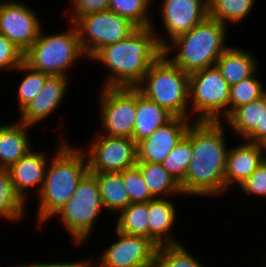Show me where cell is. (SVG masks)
<instances>
[{
	"label": "cell",
	"mask_w": 266,
	"mask_h": 267,
	"mask_svg": "<svg viewBox=\"0 0 266 267\" xmlns=\"http://www.w3.org/2000/svg\"><path fill=\"white\" fill-rule=\"evenodd\" d=\"M223 121H194L186 136L192 142V159L180 183L183 196H223L229 147Z\"/></svg>",
	"instance_id": "cell-1"
},
{
	"label": "cell",
	"mask_w": 266,
	"mask_h": 267,
	"mask_svg": "<svg viewBox=\"0 0 266 267\" xmlns=\"http://www.w3.org/2000/svg\"><path fill=\"white\" fill-rule=\"evenodd\" d=\"M152 27L138 28L126 39L99 49L90 60L108 68L103 87L136 88L163 54Z\"/></svg>",
	"instance_id": "cell-2"
},
{
	"label": "cell",
	"mask_w": 266,
	"mask_h": 267,
	"mask_svg": "<svg viewBox=\"0 0 266 267\" xmlns=\"http://www.w3.org/2000/svg\"><path fill=\"white\" fill-rule=\"evenodd\" d=\"M65 136L47 165L43 187L38 195L37 228L44 226L67 203L79 181L89 171L83 148L75 147Z\"/></svg>",
	"instance_id": "cell-3"
},
{
	"label": "cell",
	"mask_w": 266,
	"mask_h": 267,
	"mask_svg": "<svg viewBox=\"0 0 266 267\" xmlns=\"http://www.w3.org/2000/svg\"><path fill=\"white\" fill-rule=\"evenodd\" d=\"M227 31V25L207 17L171 42L163 54L188 74L215 66L216 61L230 46L226 44Z\"/></svg>",
	"instance_id": "cell-4"
},
{
	"label": "cell",
	"mask_w": 266,
	"mask_h": 267,
	"mask_svg": "<svg viewBox=\"0 0 266 267\" xmlns=\"http://www.w3.org/2000/svg\"><path fill=\"white\" fill-rule=\"evenodd\" d=\"M174 116L190 119L189 74L162 54L136 87Z\"/></svg>",
	"instance_id": "cell-5"
},
{
	"label": "cell",
	"mask_w": 266,
	"mask_h": 267,
	"mask_svg": "<svg viewBox=\"0 0 266 267\" xmlns=\"http://www.w3.org/2000/svg\"><path fill=\"white\" fill-rule=\"evenodd\" d=\"M69 25L63 32L51 34L45 33L42 27L36 41L24 53V63L50 76H70L69 70L79 58L84 60L86 56L81 49L75 25Z\"/></svg>",
	"instance_id": "cell-6"
},
{
	"label": "cell",
	"mask_w": 266,
	"mask_h": 267,
	"mask_svg": "<svg viewBox=\"0 0 266 267\" xmlns=\"http://www.w3.org/2000/svg\"><path fill=\"white\" fill-rule=\"evenodd\" d=\"M102 204L97 178L89 171L79 181L73 195L53 216L60 219L75 245L81 246L92 235L101 211ZM89 237V238H88ZM80 244V245H79Z\"/></svg>",
	"instance_id": "cell-7"
},
{
	"label": "cell",
	"mask_w": 266,
	"mask_h": 267,
	"mask_svg": "<svg viewBox=\"0 0 266 267\" xmlns=\"http://www.w3.org/2000/svg\"><path fill=\"white\" fill-rule=\"evenodd\" d=\"M189 105L194 121H224L230 115V86L216 66L189 74Z\"/></svg>",
	"instance_id": "cell-8"
},
{
	"label": "cell",
	"mask_w": 266,
	"mask_h": 267,
	"mask_svg": "<svg viewBox=\"0 0 266 267\" xmlns=\"http://www.w3.org/2000/svg\"><path fill=\"white\" fill-rule=\"evenodd\" d=\"M74 25L86 59L104 46L126 39L138 29L131 21L111 10L83 16Z\"/></svg>",
	"instance_id": "cell-9"
},
{
	"label": "cell",
	"mask_w": 266,
	"mask_h": 267,
	"mask_svg": "<svg viewBox=\"0 0 266 267\" xmlns=\"http://www.w3.org/2000/svg\"><path fill=\"white\" fill-rule=\"evenodd\" d=\"M102 134L133 139L136 120V88L103 87L99 89Z\"/></svg>",
	"instance_id": "cell-10"
},
{
	"label": "cell",
	"mask_w": 266,
	"mask_h": 267,
	"mask_svg": "<svg viewBox=\"0 0 266 267\" xmlns=\"http://www.w3.org/2000/svg\"><path fill=\"white\" fill-rule=\"evenodd\" d=\"M93 136L90 146L83 147L90 173L122 172L136 166L137 143L133 139L102 134Z\"/></svg>",
	"instance_id": "cell-11"
},
{
	"label": "cell",
	"mask_w": 266,
	"mask_h": 267,
	"mask_svg": "<svg viewBox=\"0 0 266 267\" xmlns=\"http://www.w3.org/2000/svg\"><path fill=\"white\" fill-rule=\"evenodd\" d=\"M158 12L161 15L162 30L166 35L158 34L155 24L152 28L156 33L159 46L164 50L176 38L183 35L208 17V0H161ZM164 36V37H163ZM167 37V38H165ZM169 39V40H168Z\"/></svg>",
	"instance_id": "cell-12"
},
{
	"label": "cell",
	"mask_w": 266,
	"mask_h": 267,
	"mask_svg": "<svg viewBox=\"0 0 266 267\" xmlns=\"http://www.w3.org/2000/svg\"><path fill=\"white\" fill-rule=\"evenodd\" d=\"M116 241L103 250L94 267H148L156 265L157 245L149 238L129 235L114 228ZM97 261V262H96Z\"/></svg>",
	"instance_id": "cell-13"
},
{
	"label": "cell",
	"mask_w": 266,
	"mask_h": 267,
	"mask_svg": "<svg viewBox=\"0 0 266 267\" xmlns=\"http://www.w3.org/2000/svg\"><path fill=\"white\" fill-rule=\"evenodd\" d=\"M37 12L21 0L0 1V34L25 53L44 27Z\"/></svg>",
	"instance_id": "cell-14"
},
{
	"label": "cell",
	"mask_w": 266,
	"mask_h": 267,
	"mask_svg": "<svg viewBox=\"0 0 266 267\" xmlns=\"http://www.w3.org/2000/svg\"><path fill=\"white\" fill-rule=\"evenodd\" d=\"M192 122L193 120L174 116L168 123L160 126L153 134L137 143V162L161 164L186 135Z\"/></svg>",
	"instance_id": "cell-15"
},
{
	"label": "cell",
	"mask_w": 266,
	"mask_h": 267,
	"mask_svg": "<svg viewBox=\"0 0 266 267\" xmlns=\"http://www.w3.org/2000/svg\"><path fill=\"white\" fill-rule=\"evenodd\" d=\"M71 81L66 76H49L42 91L19 113L20 122L34 127L51 117L64 101Z\"/></svg>",
	"instance_id": "cell-16"
},
{
	"label": "cell",
	"mask_w": 266,
	"mask_h": 267,
	"mask_svg": "<svg viewBox=\"0 0 266 267\" xmlns=\"http://www.w3.org/2000/svg\"><path fill=\"white\" fill-rule=\"evenodd\" d=\"M48 155L50 154H47L45 150L31 149L8 168L15 192L26 204H28L29 191L35 189L38 195L43 187L49 157H51Z\"/></svg>",
	"instance_id": "cell-17"
},
{
	"label": "cell",
	"mask_w": 266,
	"mask_h": 267,
	"mask_svg": "<svg viewBox=\"0 0 266 267\" xmlns=\"http://www.w3.org/2000/svg\"><path fill=\"white\" fill-rule=\"evenodd\" d=\"M266 159L262 144L243 140L237 146L229 148L225 169V193L236 185L239 187Z\"/></svg>",
	"instance_id": "cell-18"
},
{
	"label": "cell",
	"mask_w": 266,
	"mask_h": 267,
	"mask_svg": "<svg viewBox=\"0 0 266 267\" xmlns=\"http://www.w3.org/2000/svg\"><path fill=\"white\" fill-rule=\"evenodd\" d=\"M263 108H266V94L261 98L236 108L223 122L250 143L262 144Z\"/></svg>",
	"instance_id": "cell-19"
},
{
	"label": "cell",
	"mask_w": 266,
	"mask_h": 267,
	"mask_svg": "<svg viewBox=\"0 0 266 267\" xmlns=\"http://www.w3.org/2000/svg\"><path fill=\"white\" fill-rule=\"evenodd\" d=\"M175 207L169 198H154L148 202L149 239L157 246L182 243L172 233L178 219Z\"/></svg>",
	"instance_id": "cell-20"
},
{
	"label": "cell",
	"mask_w": 266,
	"mask_h": 267,
	"mask_svg": "<svg viewBox=\"0 0 266 267\" xmlns=\"http://www.w3.org/2000/svg\"><path fill=\"white\" fill-rule=\"evenodd\" d=\"M31 128L19 120L4 125L0 123V168L8 169L32 149L28 135Z\"/></svg>",
	"instance_id": "cell-21"
},
{
	"label": "cell",
	"mask_w": 266,
	"mask_h": 267,
	"mask_svg": "<svg viewBox=\"0 0 266 267\" xmlns=\"http://www.w3.org/2000/svg\"><path fill=\"white\" fill-rule=\"evenodd\" d=\"M173 117L167 109L146 98L136 88V120L133 127V140L136 143L153 134Z\"/></svg>",
	"instance_id": "cell-22"
},
{
	"label": "cell",
	"mask_w": 266,
	"mask_h": 267,
	"mask_svg": "<svg viewBox=\"0 0 266 267\" xmlns=\"http://www.w3.org/2000/svg\"><path fill=\"white\" fill-rule=\"evenodd\" d=\"M215 66L222 73L229 86L259 72L258 60L252 52L231 45L216 61Z\"/></svg>",
	"instance_id": "cell-23"
},
{
	"label": "cell",
	"mask_w": 266,
	"mask_h": 267,
	"mask_svg": "<svg viewBox=\"0 0 266 267\" xmlns=\"http://www.w3.org/2000/svg\"><path fill=\"white\" fill-rule=\"evenodd\" d=\"M93 174L97 178L102 204L108 214H118L131 203L119 172Z\"/></svg>",
	"instance_id": "cell-24"
},
{
	"label": "cell",
	"mask_w": 266,
	"mask_h": 267,
	"mask_svg": "<svg viewBox=\"0 0 266 267\" xmlns=\"http://www.w3.org/2000/svg\"><path fill=\"white\" fill-rule=\"evenodd\" d=\"M145 184L154 198H170L183 195L179 182L167 172L162 164L137 162Z\"/></svg>",
	"instance_id": "cell-25"
},
{
	"label": "cell",
	"mask_w": 266,
	"mask_h": 267,
	"mask_svg": "<svg viewBox=\"0 0 266 267\" xmlns=\"http://www.w3.org/2000/svg\"><path fill=\"white\" fill-rule=\"evenodd\" d=\"M28 205L15 192L8 169L0 168V219L17 222L25 218Z\"/></svg>",
	"instance_id": "cell-26"
},
{
	"label": "cell",
	"mask_w": 266,
	"mask_h": 267,
	"mask_svg": "<svg viewBox=\"0 0 266 267\" xmlns=\"http://www.w3.org/2000/svg\"><path fill=\"white\" fill-rule=\"evenodd\" d=\"M255 3L256 0H208V17L225 25L241 23Z\"/></svg>",
	"instance_id": "cell-27"
},
{
	"label": "cell",
	"mask_w": 266,
	"mask_h": 267,
	"mask_svg": "<svg viewBox=\"0 0 266 267\" xmlns=\"http://www.w3.org/2000/svg\"><path fill=\"white\" fill-rule=\"evenodd\" d=\"M115 218L118 231L149 238L148 202L130 203Z\"/></svg>",
	"instance_id": "cell-28"
},
{
	"label": "cell",
	"mask_w": 266,
	"mask_h": 267,
	"mask_svg": "<svg viewBox=\"0 0 266 267\" xmlns=\"http://www.w3.org/2000/svg\"><path fill=\"white\" fill-rule=\"evenodd\" d=\"M153 0H109V10L131 21L138 28L151 27Z\"/></svg>",
	"instance_id": "cell-29"
},
{
	"label": "cell",
	"mask_w": 266,
	"mask_h": 267,
	"mask_svg": "<svg viewBox=\"0 0 266 267\" xmlns=\"http://www.w3.org/2000/svg\"><path fill=\"white\" fill-rule=\"evenodd\" d=\"M24 73L17 89V107L19 112L26 107L43 89L48 74L31 69L24 62L15 70Z\"/></svg>",
	"instance_id": "cell-30"
},
{
	"label": "cell",
	"mask_w": 266,
	"mask_h": 267,
	"mask_svg": "<svg viewBox=\"0 0 266 267\" xmlns=\"http://www.w3.org/2000/svg\"><path fill=\"white\" fill-rule=\"evenodd\" d=\"M200 262L182 243L157 247V267H206Z\"/></svg>",
	"instance_id": "cell-31"
},
{
	"label": "cell",
	"mask_w": 266,
	"mask_h": 267,
	"mask_svg": "<svg viewBox=\"0 0 266 267\" xmlns=\"http://www.w3.org/2000/svg\"><path fill=\"white\" fill-rule=\"evenodd\" d=\"M192 142L185 135L161 163L179 184L184 180L192 159Z\"/></svg>",
	"instance_id": "cell-32"
},
{
	"label": "cell",
	"mask_w": 266,
	"mask_h": 267,
	"mask_svg": "<svg viewBox=\"0 0 266 267\" xmlns=\"http://www.w3.org/2000/svg\"><path fill=\"white\" fill-rule=\"evenodd\" d=\"M254 75L230 86V114L241 105L255 101L266 94L262 81Z\"/></svg>",
	"instance_id": "cell-33"
},
{
	"label": "cell",
	"mask_w": 266,
	"mask_h": 267,
	"mask_svg": "<svg viewBox=\"0 0 266 267\" xmlns=\"http://www.w3.org/2000/svg\"><path fill=\"white\" fill-rule=\"evenodd\" d=\"M122 175L123 183L128 191L131 203L149 202L154 197L145 184L143 175L137 166L119 172Z\"/></svg>",
	"instance_id": "cell-34"
},
{
	"label": "cell",
	"mask_w": 266,
	"mask_h": 267,
	"mask_svg": "<svg viewBox=\"0 0 266 267\" xmlns=\"http://www.w3.org/2000/svg\"><path fill=\"white\" fill-rule=\"evenodd\" d=\"M106 10H109V0H70V7L63 13L69 16L68 22L74 24L83 16Z\"/></svg>",
	"instance_id": "cell-35"
},
{
	"label": "cell",
	"mask_w": 266,
	"mask_h": 267,
	"mask_svg": "<svg viewBox=\"0 0 266 267\" xmlns=\"http://www.w3.org/2000/svg\"><path fill=\"white\" fill-rule=\"evenodd\" d=\"M24 62V53L6 36L0 34V71H15Z\"/></svg>",
	"instance_id": "cell-36"
},
{
	"label": "cell",
	"mask_w": 266,
	"mask_h": 267,
	"mask_svg": "<svg viewBox=\"0 0 266 267\" xmlns=\"http://www.w3.org/2000/svg\"><path fill=\"white\" fill-rule=\"evenodd\" d=\"M238 188L246 195L266 198V159Z\"/></svg>",
	"instance_id": "cell-37"
},
{
	"label": "cell",
	"mask_w": 266,
	"mask_h": 267,
	"mask_svg": "<svg viewBox=\"0 0 266 267\" xmlns=\"http://www.w3.org/2000/svg\"><path fill=\"white\" fill-rule=\"evenodd\" d=\"M24 262V264L16 263L15 266L12 267H94L93 257H87L85 259L77 260L74 262Z\"/></svg>",
	"instance_id": "cell-38"
},
{
	"label": "cell",
	"mask_w": 266,
	"mask_h": 267,
	"mask_svg": "<svg viewBox=\"0 0 266 267\" xmlns=\"http://www.w3.org/2000/svg\"><path fill=\"white\" fill-rule=\"evenodd\" d=\"M266 144V108H263L262 118V145Z\"/></svg>",
	"instance_id": "cell-39"
}]
</instances>
